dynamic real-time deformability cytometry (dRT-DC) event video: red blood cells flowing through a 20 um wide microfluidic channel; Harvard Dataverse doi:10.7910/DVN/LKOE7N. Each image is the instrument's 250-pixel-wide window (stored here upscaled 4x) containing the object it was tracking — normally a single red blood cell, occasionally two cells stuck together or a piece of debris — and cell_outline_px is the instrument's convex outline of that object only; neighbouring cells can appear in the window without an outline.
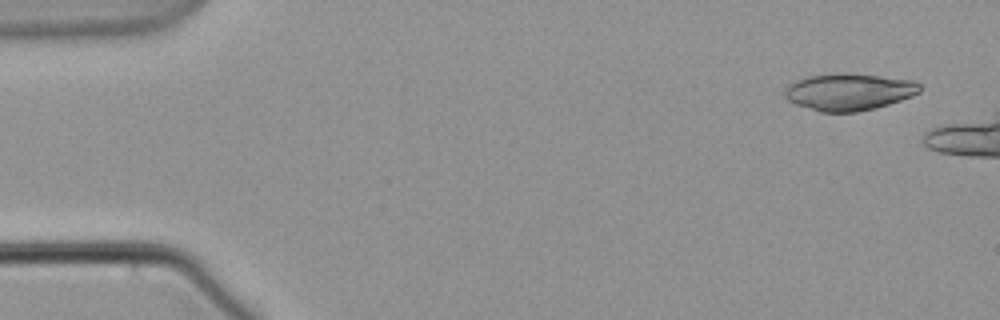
{"species": "common noctule bat (a hibernating species)", "species_latin": "Nyctalus noctula", "temperature_condition": "warm", "stored_images_in_passage": 9, "camera_frame_rate_fps": 3000, "um_per_image_px": 0.085, "animal": {"sex": "male", "body_mass_g": 21.5, "forearm_length_mm": 52.0}, "frame": {"image": 1, "passage_image": 2, "time_ms": 0.333, "image_size_px": [1000, 320], "cell_outline_px": [[920, 92], [912, 96], [876, 108], [856, 112], [820, 112], [796, 104], [788, 100], [784, 96], [784, 88], [788, 84], [804, 76], [880, 76], [916, 80], [920, 84]], "centroid_in_image_um": [72.16, 7.85], "position_along_channel_um": 12.8, "area_um2": 28.32}}